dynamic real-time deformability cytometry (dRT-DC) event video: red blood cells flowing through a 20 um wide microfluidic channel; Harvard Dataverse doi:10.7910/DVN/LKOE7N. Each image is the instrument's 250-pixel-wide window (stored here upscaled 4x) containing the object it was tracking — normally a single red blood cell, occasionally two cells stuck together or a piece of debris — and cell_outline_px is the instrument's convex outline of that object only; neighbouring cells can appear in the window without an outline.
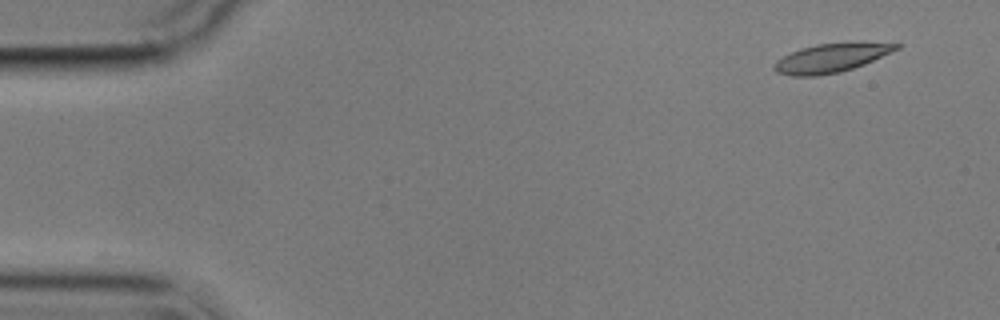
{"species": "common noctule bat (a hibernating species)", "species_latin": "Nyctalus noctula", "temperature_condition": "cold", "stored_images_in_passage": 10, "camera_frame_rate_fps": 3000, "um_per_image_px": 0.085, "animal": {"sex": "male", "body_mass_g": 17.9}, "frame": {"image": 1, "passage_image": 1, "time_ms": 0.0, "image_size_px": [1000, 320], "cell_outline_px": [[900, 48], [864, 64], [840, 72], [816, 76], [792, 76], [776, 72], [772, 68], [772, 64], [776, 60], [800, 48], [816, 44], [900, 44]], "centroid_in_image_um": [70.52, 4.97], "position_along_channel_um": 14.5, "area_um2": 19.77}}
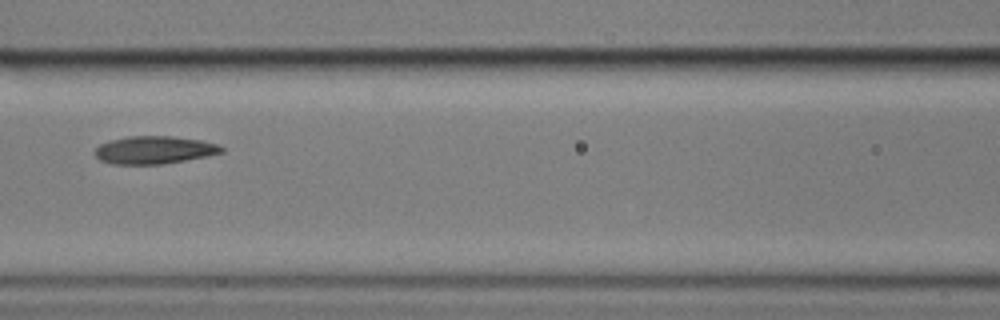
{"frame": {"image": 2, "passage_image": 7, "time_ms": 7.0, "image_size_px": [1000, 320], "cell_outline_px": [[224, 152], [208, 156], [160, 164], [112, 164], [100, 160], [96, 156], [96, 148], [100, 144], [108, 140], [128, 136], [172, 136], [200, 140], [216, 144], [224, 148]], "centroid_in_image_um": [13.1, 12.74], "position_along_channel_um": 153.5, "area_um2": 20.4}}
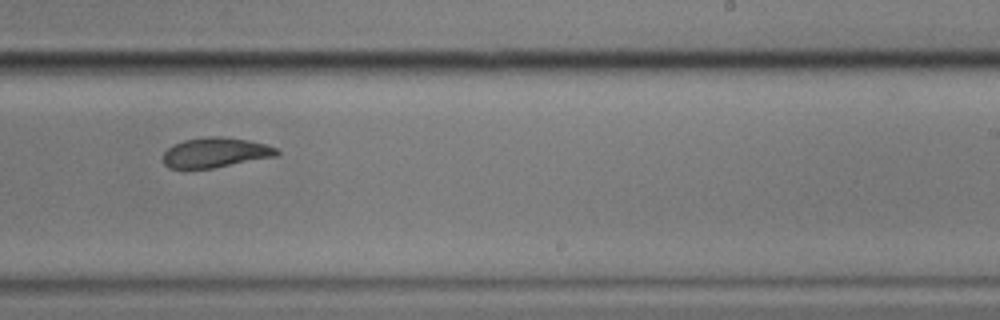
{"frame": {"image": 3, "passage_image": 10, "time_ms": 10.333, "image_size_px": [1000, 320], "cell_outline_px": [[280, 152], [276, 156], [212, 168], [168, 168], [164, 164], [164, 152], [172, 144], [184, 140], [208, 136], [220, 136], [248, 140], [264, 144], [276, 148]], "centroid_in_image_um": [18.29, 12.96], "position_along_channel_um": 270.7, "area_um2": 19.65}}